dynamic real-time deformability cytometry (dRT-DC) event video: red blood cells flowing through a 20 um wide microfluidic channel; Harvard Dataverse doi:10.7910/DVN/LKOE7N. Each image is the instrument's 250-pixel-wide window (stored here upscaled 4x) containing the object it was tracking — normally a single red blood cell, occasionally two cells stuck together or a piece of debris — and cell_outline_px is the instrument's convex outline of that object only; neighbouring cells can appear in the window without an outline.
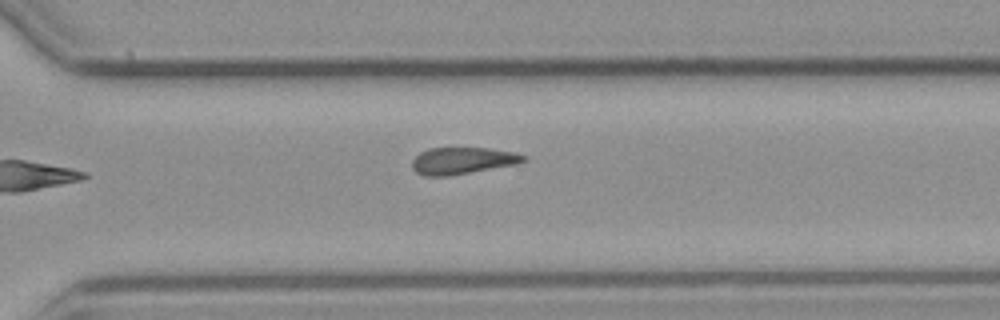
{"species": "common noctule bat (a hibernating species)", "species_latin": "Nyctalus noctula", "temperature_condition": "cold", "stored_images_in_passage": 8, "camera_frame_rate_fps": 3000, "um_per_image_px": 0.085, "animal": {"sex": "male", "body_mass_g": 23.1, "forearm_length_mm": 52.7}, "frame": {"image": 1, "passage_image": 8, "time_ms": 8.333, "image_size_px": [1000, 320], "cell_outline_px": [[528, 160], [516, 164], [448, 176], [424, 176], [416, 172], [412, 168], [412, 160], [420, 152], [428, 148], [488, 148], [516, 152], [528, 156]], "centroid_in_image_um": [39.33, 13.65], "position_along_channel_um": 331.3, "area_um2": 17.51}}